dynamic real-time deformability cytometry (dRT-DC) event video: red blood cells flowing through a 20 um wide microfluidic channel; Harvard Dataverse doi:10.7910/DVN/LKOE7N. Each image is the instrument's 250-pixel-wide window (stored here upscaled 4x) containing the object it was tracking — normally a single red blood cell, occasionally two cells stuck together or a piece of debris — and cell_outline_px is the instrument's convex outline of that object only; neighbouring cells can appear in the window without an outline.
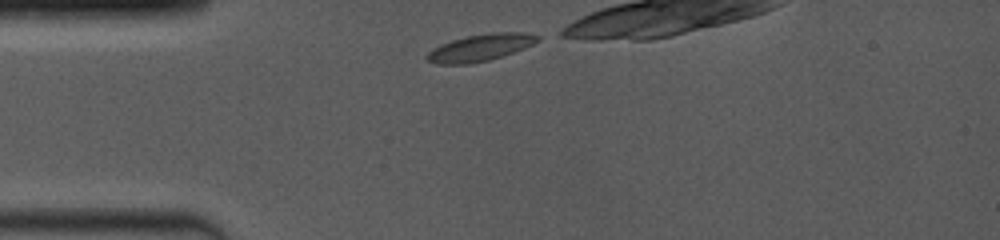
{"species": "common noctule bat (a hibernating species)", "species_latin": "Nyctalus noctula", "temperature_condition": "room temperature", "stored_images_in_passage": 9, "camera_frame_rate_fps": 4000, "um_per_image_px": 0.085, "animal": {"sex": "female", "body_mass_g": 19.0, "forearm_length_mm": 53.3}, "frame": {"image": 1, "passage_image": 1, "time_ms": 0.0, "image_size_px": [1000, 240], "cell_outline_px": [[540, 40], [524, 48], [504, 56], [488, 60], [468, 64], [436, 64], [428, 60], [424, 56], [432, 48], [440, 44], [452, 40], [468, 36], [492, 32], [528, 32], [540, 36]], "centroid_in_image_um": [40.83, 4.04], "position_along_channel_um": 44.2, "area_um2": 17.46}}
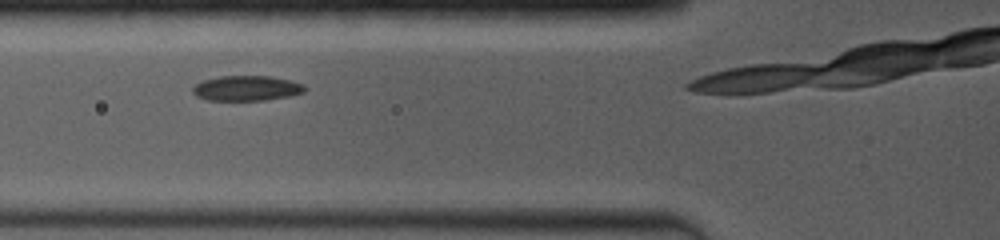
{"frame": {"image": 2, "passage_image": 6, "time_ms": 2.0, "image_size_px": [1000, 240], "cell_outline_px": [[308, 88], [304, 92], [292, 96], [264, 100], [208, 100], [196, 96], [192, 92], [192, 88], [200, 80], [220, 76], [272, 76], [292, 80], [304, 84]], "centroid_in_image_um": [20.99, 7.49], "position_along_channel_um": 104.8, "area_um2": 16.7}}